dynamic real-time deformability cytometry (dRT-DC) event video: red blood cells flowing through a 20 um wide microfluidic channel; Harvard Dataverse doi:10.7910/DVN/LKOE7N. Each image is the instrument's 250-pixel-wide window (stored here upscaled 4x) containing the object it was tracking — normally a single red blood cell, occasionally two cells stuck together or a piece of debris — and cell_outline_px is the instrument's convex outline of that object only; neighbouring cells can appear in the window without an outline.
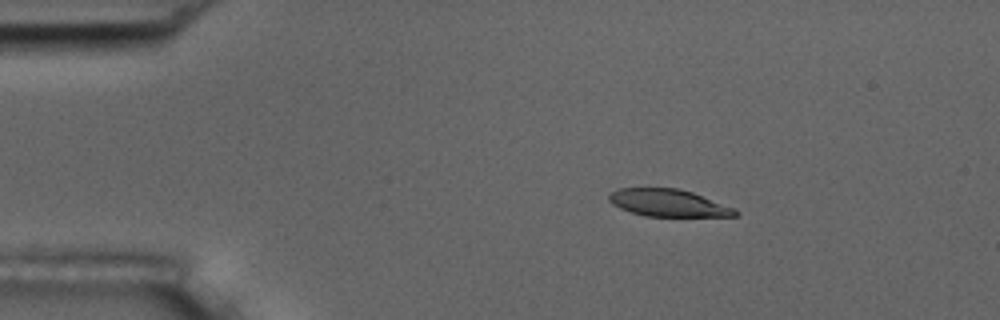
{"species": "common noctule bat (a hibernating species)", "species_latin": "Nyctalus noctula", "temperature_condition": "room temperature", "stored_images_in_passage": 4, "camera_frame_rate_fps": 3000, "um_per_image_px": 0.085, "animal": {"sex": "male", "body_mass_g": 17.5, "forearm_length_mm": 52.3}, "frame": {"image": 1, "passage_image": 2, "time_ms": 1.333, "image_size_px": [1000, 320], "cell_outline_px": [[740, 212], [736, 216], [644, 216], [620, 208], [612, 204], [608, 200], [608, 196], [612, 192], [620, 188], [680, 188], [692, 192], [736, 208]], "centroid_in_image_um": [56.83, 17.25], "position_along_channel_um": 28.2, "area_um2": 20.06}}